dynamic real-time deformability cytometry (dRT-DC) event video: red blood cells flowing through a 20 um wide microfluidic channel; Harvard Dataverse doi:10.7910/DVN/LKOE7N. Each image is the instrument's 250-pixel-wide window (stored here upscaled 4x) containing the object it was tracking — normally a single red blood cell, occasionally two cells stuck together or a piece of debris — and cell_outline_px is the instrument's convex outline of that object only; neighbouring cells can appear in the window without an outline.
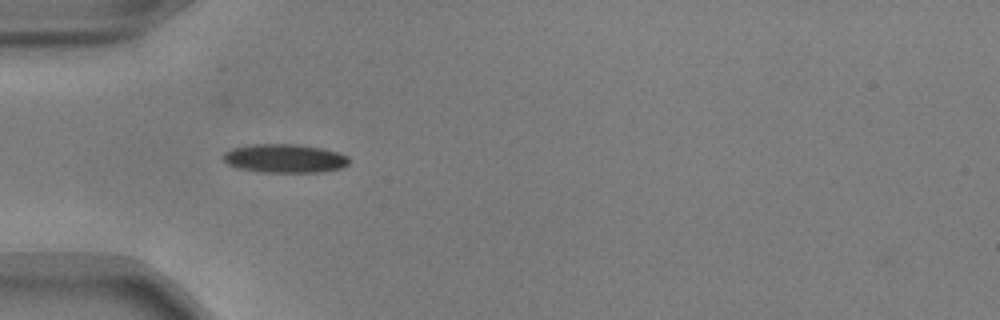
{"species": "common noctule bat (a hibernating species)", "species_latin": "Nyctalus noctula", "temperature_condition": "warm", "stored_images_in_passage": 5, "camera_frame_rate_fps": 3000, "um_per_image_px": 0.085, "animal": {"sex": "male", "body_mass_g": 17.9, "forearm_length_mm": 54.2}, "frame": {"image": 1, "passage_image": 1, "time_ms": 0.0, "image_size_px": [1000, 320], "cell_outline_px": [[348, 164], [344, 168], [320, 172], [264, 172], [240, 168], [228, 164], [220, 156], [224, 152], [232, 148], [252, 144], [296, 144], [320, 148], [340, 152], [348, 156]], "centroid_in_image_um": [24.21, 13.46], "position_along_channel_um": 60.8, "area_um2": 21.1}}
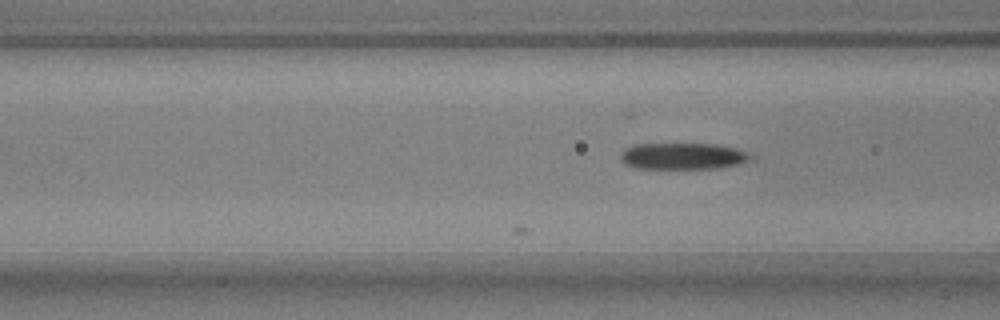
{"frame": {"image": 2, "passage_image": 5, "time_ms": 1.333, "image_size_px": [1000, 320], "cell_outline_px": [[756, 156], [752, 160], [720, 168], [632, 168], [624, 164], [620, 160], [620, 156], [624, 148], [636, 144], [712, 144], [736, 148], [748, 152]], "centroid_in_image_um": [58.04, 13.27], "position_along_channel_um": 108.6, "area_um2": 20.23}}